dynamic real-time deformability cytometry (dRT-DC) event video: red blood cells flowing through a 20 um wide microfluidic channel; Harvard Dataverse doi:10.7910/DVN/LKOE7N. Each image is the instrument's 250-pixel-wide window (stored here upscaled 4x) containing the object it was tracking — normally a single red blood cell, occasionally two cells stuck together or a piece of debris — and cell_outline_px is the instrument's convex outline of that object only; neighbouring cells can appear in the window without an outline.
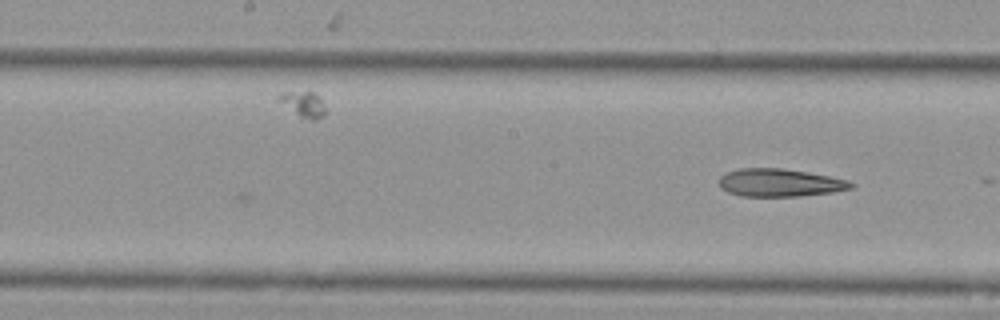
{"species": "Egyptian fruit bat (a non-hibernating species)", "species_latin": "Rousettus aegyptiacus", "temperature_condition": "cold", "stored_images_in_passage": 22, "camera_frame_rate_fps": 3000, "um_per_image_px": 0.085, "animal": {"sex": "female"}, "frame": {"image": 1, "passage_image": 22, "time_ms": 7.0, "image_size_px": [1000, 320], "cell_outline_px": [[856, 184], [852, 188], [832, 192], [800, 196], [740, 196], [728, 192], [720, 188], [720, 176], [728, 172], [740, 168], [784, 168], [808, 172], [848, 180]], "centroid_in_image_um": [66.29, 15.53], "position_along_channel_um": 181.9, "area_um2": 21.39}}